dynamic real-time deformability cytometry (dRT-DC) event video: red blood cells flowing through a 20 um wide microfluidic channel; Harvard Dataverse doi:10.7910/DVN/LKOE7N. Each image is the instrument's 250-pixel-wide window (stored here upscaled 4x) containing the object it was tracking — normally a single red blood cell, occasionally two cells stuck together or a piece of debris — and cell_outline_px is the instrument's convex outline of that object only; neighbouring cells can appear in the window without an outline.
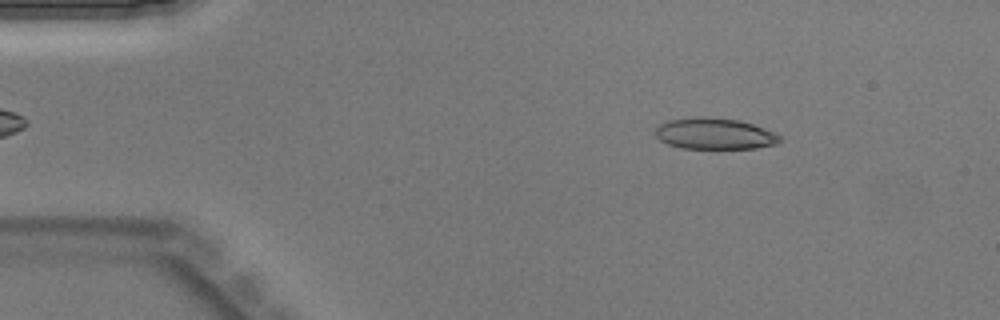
{"species": "Egyptian fruit bat (a non-hibernating species)", "species_latin": "Rousettus aegyptiacus", "temperature_condition": "warm", "stored_images_in_passage": 43, "camera_frame_rate_fps": 3000, "um_per_image_px": 0.085, "animal": {"sex": "male"}, "frame": {"image": 1, "passage_image": 6, "time_ms": 1.667, "image_size_px": [1000, 320], "cell_outline_px": [[784, 140], [776, 144], [756, 148], [680, 148], [668, 144], [660, 140], [656, 136], [656, 128], [660, 124], [668, 120], [696, 116], [708, 116], [740, 120], [764, 128], [780, 136]], "centroid_in_image_um": [60.74, 11.35], "position_along_channel_um": 24.3, "area_um2": 22.77}}
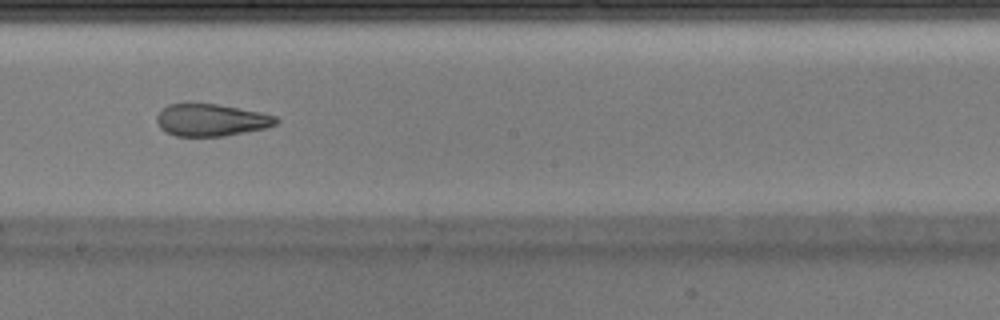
{"frame": {"image": 2, "passage_image": 24, "time_ms": 7.667, "image_size_px": [1000, 320], "cell_outline_px": [[280, 120], [276, 124], [264, 128], [224, 136], [176, 136], [164, 132], [160, 128], [156, 120], [156, 116], [168, 104], [216, 104], [260, 112], [276, 116]], "centroid_in_image_um": [17.93, 10.21], "position_along_channel_um": 230.3, "area_um2": 22.2}}
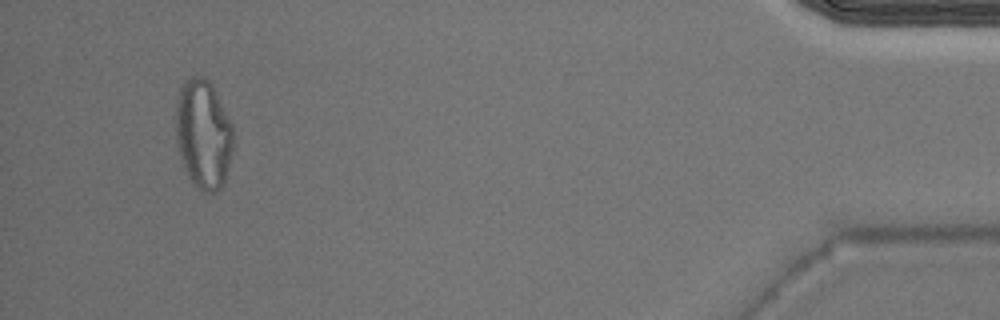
{"frame": {"image": 3, "passage_image": 41, "time_ms": 13.333, "image_size_px": [1000, 320], "cell_outline_px": [[232, 152], [224, 184], [216, 192], [204, 192], [188, 176], [176, 140], [176, 104], [180, 88], [192, 76], [200, 76], [208, 80], [212, 84], [232, 124]], "centroid_in_image_um": [17.3, 11.39], "position_along_channel_um": 417.9, "area_um2": 36.01}}